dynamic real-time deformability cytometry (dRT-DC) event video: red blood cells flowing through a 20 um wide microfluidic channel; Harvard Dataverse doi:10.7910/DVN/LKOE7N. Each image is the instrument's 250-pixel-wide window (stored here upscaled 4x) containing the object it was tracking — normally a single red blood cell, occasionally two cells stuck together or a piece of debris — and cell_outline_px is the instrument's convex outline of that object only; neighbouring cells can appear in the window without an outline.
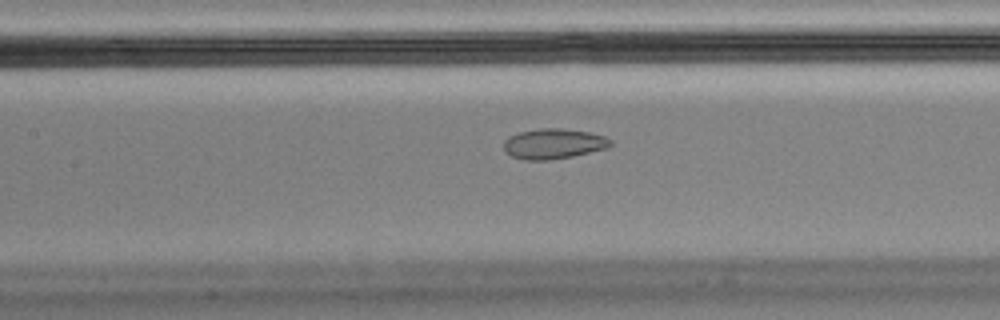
{"species": "Egyptian fruit bat (a non-hibernating species)", "species_latin": "Rousettus aegyptiacus", "temperature_condition": "cold", "stored_images_in_passage": 38, "camera_frame_rate_fps": 3000, "um_per_image_px": 0.085, "animal": {"sex": "male"}, "frame": {"image": 1, "passage_image": 17, "time_ms": 5.333, "image_size_px": [1000, 320], "cell_outline_px": [[612, 144], [608, 148], [572, 156], [548, 160], [524, 160], [512, 156], [504, 152], [504, 140], [508, 136], [520, 132], [540, 128], [560, 128], [588, 132], [604, 136], [612, 140]], "centroid_in_image_um": [47.03, 12.22], "position_along_channel_um": 160.4, "area_um2": 18.84}}
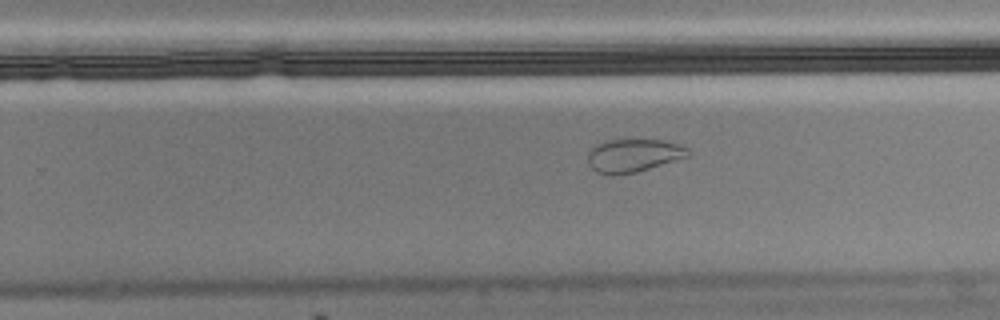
{"frame": {"image": 2, "passage_image": 27, "time_ms": 8.667, "image_size_px": [1000, 320], "cell_outline_px": [[692, 156], [636, 172], [616, 176], [612, 176], [596, 172], [588, 164], [588, 152], [596, 144], [604, 140], [664, 140], [680, 144], [688, 148], [692, 152]], "centroid_in_image_um": [53.87, 13.22], "position_along_channel_um": 275.9, "area_um2": 19.77}}